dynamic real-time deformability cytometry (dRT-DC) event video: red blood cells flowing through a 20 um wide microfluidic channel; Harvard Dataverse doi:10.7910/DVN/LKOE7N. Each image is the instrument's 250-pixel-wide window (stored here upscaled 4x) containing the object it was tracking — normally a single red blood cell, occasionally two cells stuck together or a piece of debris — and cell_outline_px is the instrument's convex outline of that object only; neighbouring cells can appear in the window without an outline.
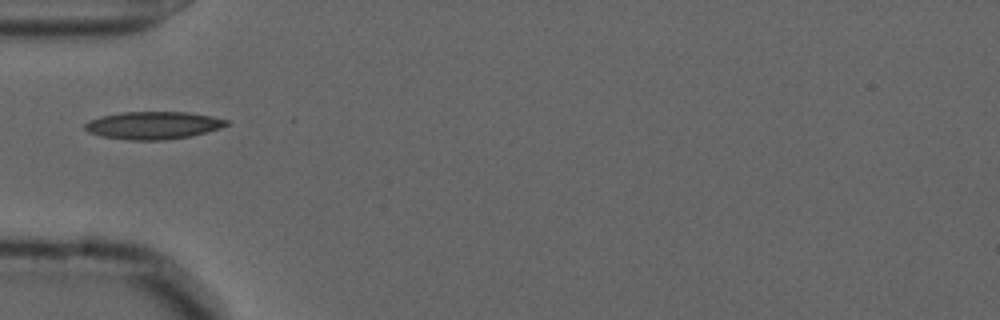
{"species": "common noctule bat (a hibernating species)", "species_latin": "Nyctalus noctula", "temperature_condition": "cold", "stored_images_in_passage": 39, "camera_frame_rate_fps": 3000, "um_per_image_px": 0.085, "animal": {"sex": "male", "forearm_length_mm": 52.5}, "frame": {"image": 1, "passage_image": 1, "time_ms": 0.0, "image_size_px": [1000, 320], "cell_outline_px": [[228, 124], [220, 128], [208, 132], [192, 136], [164, 140], [128, 140], [100, 136], [88, 132], [84, 128], [84, 124], [88, 120], [100, 116], [124, 112], [188, 112], [212, 116], [228, 120]], "centroid_in_image_um": [13.01, 10.66], "position_along_channel_um": 72.0, "area_um2": 22.95}}
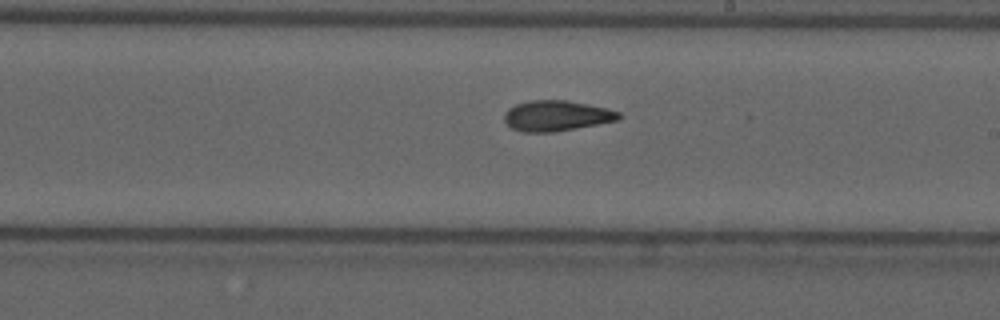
{"frame": {"image": 2, "passage_image": 15, "time_ms": 4.667, "image_size_px": [1000, 320], "cell_outline_px": [[624, 116], [620, 120], [576, 128], [552, 132], [524, 132], [512, 128], [504, 120], [504, 112], [508, 108], [516, 104], [528, 100], [568, 100], [604, 108], [620, 112]], "centroid_in_image_um": [47.31, 9.83], "position_along_channel_um": 241.7, "area_um2": 20.4}}
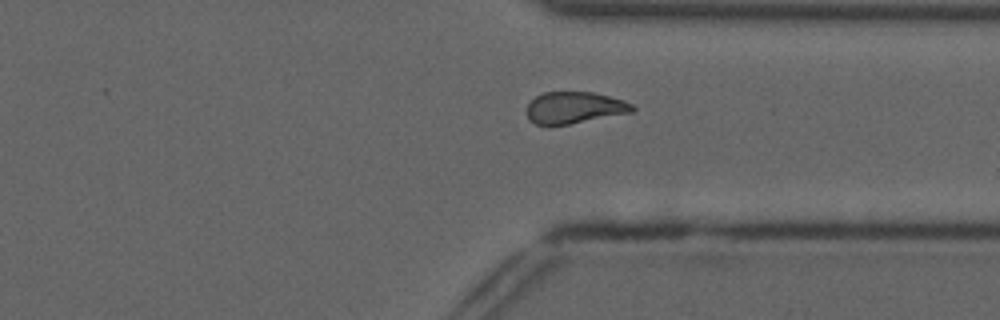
{"frame": {"image": 3, "passage_image": 25, "time_ms": 8.0, "image_size_px": [1000, 320], "cell_outline_px": [[636, 108], [632, 112], [568, 124], [536, 124], [528, 120], [528, 104], [536, 96], [544, 92], [592, 92], [624, 100], [632, 104]], "centroid_in_image_um": [48.84, 9.14], "position_along_channel_um": 362.6, "area_um2": 19.19}, "authors_computed_cell_mechanics": {"area_um2": 20.1722, "velocity_mm_per_s": 3.6275, "shape_relaxation_time_tau1_ms": null, "shape_relaxation_time_tau2_ms": 4.6026, "deformation_change_tau1": null, "deformation_change_tau2": 0.1093}}